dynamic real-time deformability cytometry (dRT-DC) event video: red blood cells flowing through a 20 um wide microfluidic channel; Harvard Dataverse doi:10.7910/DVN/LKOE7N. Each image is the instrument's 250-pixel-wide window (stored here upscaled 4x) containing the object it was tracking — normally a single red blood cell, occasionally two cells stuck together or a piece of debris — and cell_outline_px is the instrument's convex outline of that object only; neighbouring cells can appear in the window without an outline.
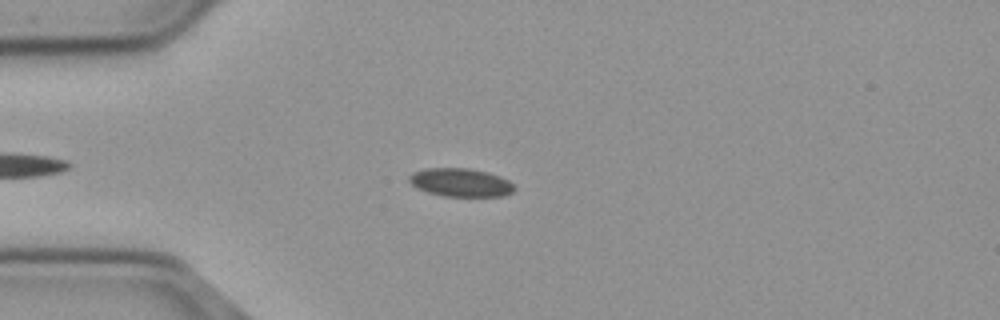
{"species": "common noctule bat (a hibernating species)", "species_latin": "Nyctalus noctula", "temperature_condition": "cold", "stored_images_in_passage": 33, "camera_frame_rate_fps": 3000, "um_per_image_px": 0.085, "animal": {"sex": "male", "body_mass_g": 23.1, "forearm_length_mm": 52.7}, "frame": {"image": 1, "passage_image": 2, "time_ms": 0.333, "image_size_px": [1000, 320], "cell_outline_px": [[516, 188], [512, 192], [504, 196], [444, 196], [428, 192], [412, 184], [408, 180], [408, 176], [412, 172], [424, 168], [468, 168], [488, 172], [500, 176], [508, 180]], "centroid_in_image_um": [39.16, 15.5], "position_along_channel_um": 45.8, "area_um2": 17.34}}
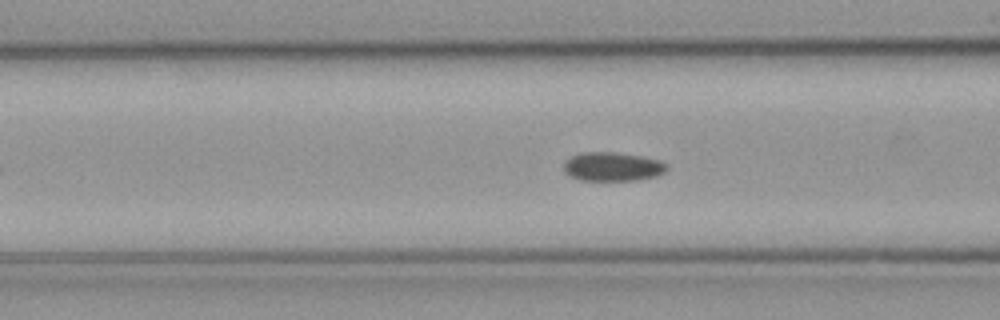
{"frame": {"image": 2, "passage_image": 9, "time_ms": 2.667, "image_size_px": [1000, 320], "cell_outline_px": [[668, 168], [664, 172], [656, 176], [636, 180], [580, 180], [568, 176], [564, 172], [564, 160], [580, 152], [612, 152], [640, 156], [660, 160], [668, 164]], "centroid_in_image_um": [52.04, 14.16], "position_along_channel_um": 114.6, "area_um2": 17.46}}
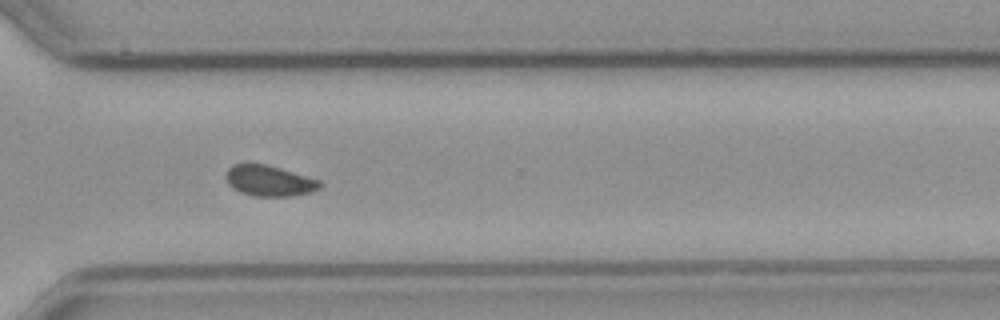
{"frame": {"image": 3, "passage_image": 28, "time_ms": 9.0, "image_size_px": [1000, 320], "cell_outline_px": [[324, 184], [320, 188], [312, 192], [292, 196], [252, 196], [240, 192], [232, 188], [228, 184], [228, 168], [232, 164], [268, 164], [320, 180]], "centroid_in_image_um": [22.93, 15.37], "position_along_channel_um": 347.7, "area_um2": 16.88}}